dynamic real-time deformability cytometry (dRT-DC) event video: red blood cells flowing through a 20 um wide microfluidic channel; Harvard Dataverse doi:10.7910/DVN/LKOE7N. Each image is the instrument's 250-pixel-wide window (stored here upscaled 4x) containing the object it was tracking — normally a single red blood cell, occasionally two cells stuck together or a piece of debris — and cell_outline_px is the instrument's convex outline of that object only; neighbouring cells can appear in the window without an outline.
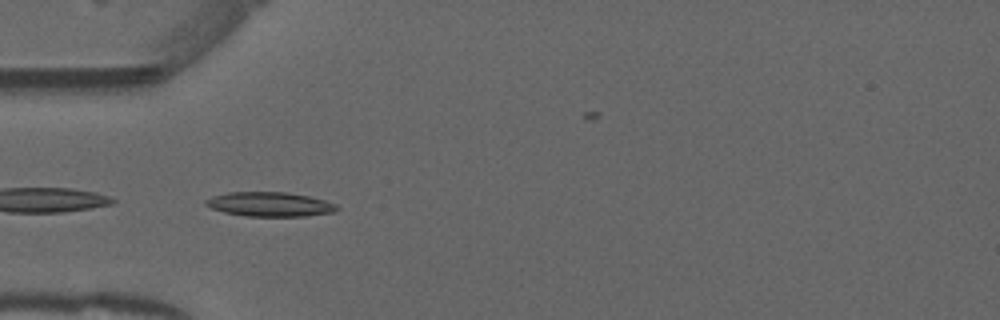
{"species": "common noctule bat (a hibernating species)", "species_latin": "Nyctalus noctula", "temperature_condition": "warm", "stored_images_in_passage": 46, "camera_frame_rate_fps": 3000, "um_per_image_px": 0.085, "animal": {"sex": "male", "forearm_length_mm": 52.5}, "frame": {"image": 1, "passage_image": 16, "time_ms": 5.0, "image_size_px": [1000, 320], "cell_outline_px": [[340, 208], [336, 212], [304, 216], [248, 216], [224, 212], [212, 208], [204, 204], [204, 200], [212, 196], [228, 192], [288, 192], [308, 196], [324, 200], [336, 204]], "centroid_in_image_um": [22.94, 17.36], "position_along_channel_um": 62.1, "area_um2": 18.67}}
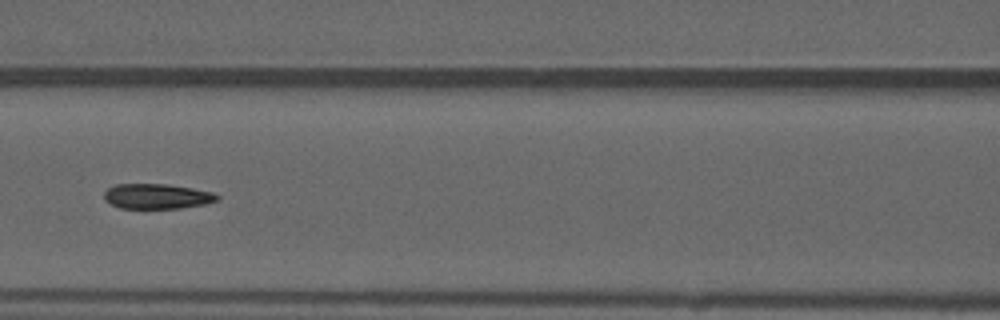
{"frame": {"image": 2, "passage_image": 23, "time_ms": 7.333, "image_size_px": [1000, 320], "cell_outline_px": [[220, 196], [216, 200], [204, 204], [180, 208], [120, 208], [104, 200], [104, 192], [108, 188], [116, 184], [168, 184], [192, 188], [212, 192]], "centroid_in_image_um": [13.31, 16.68], "position_along_channel_um": 153.3, "area_um2": 16.42}}
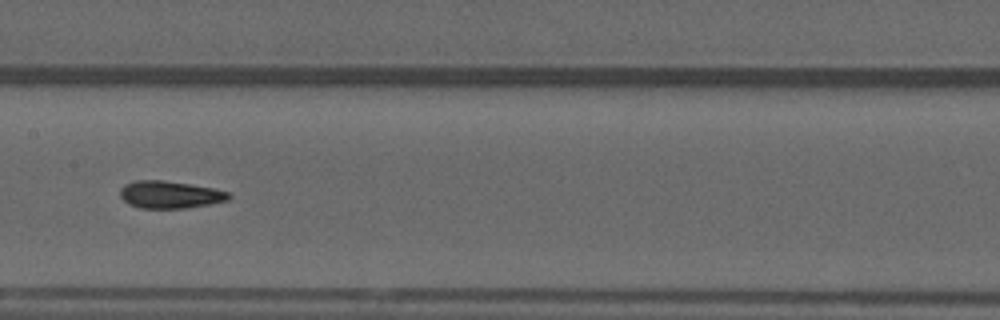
{"frame": {"image": 3, "passage_image": 26, "time_ms": 8.333, "image_size_px": [1000, 320], "cell_outline_px": [[232, 196], [228, 200], [208, 204], [184, 208], [140, 208], [128, 204], [120, 196], [120, 188], [124, 184], [136, 180], [164, 180], [212, 188], [228, 192]], "centroid_in_image_um": [14.4, 16.54], "position_along_channel_um": 193.0, "area_um2": 17.22}}